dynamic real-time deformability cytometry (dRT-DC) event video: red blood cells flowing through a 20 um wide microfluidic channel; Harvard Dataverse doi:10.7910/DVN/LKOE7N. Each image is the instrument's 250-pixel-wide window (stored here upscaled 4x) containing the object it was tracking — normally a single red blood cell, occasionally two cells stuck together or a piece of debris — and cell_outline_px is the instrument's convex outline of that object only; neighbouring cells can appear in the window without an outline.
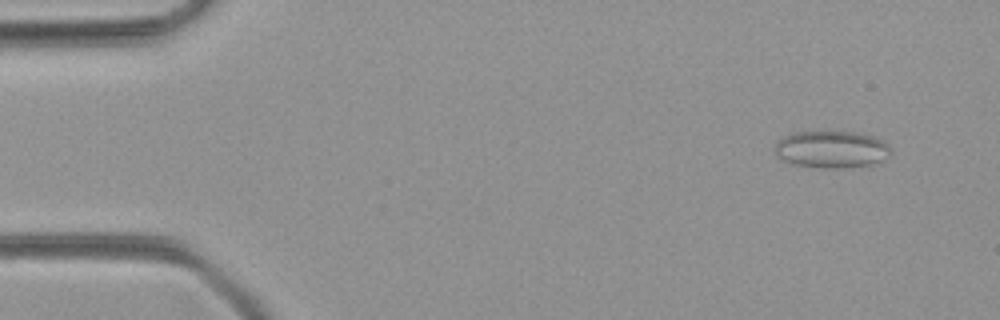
{"species": "common noctule bat (a hibernating species)", "species_latin": "Nyctalus noctula", "temperature_condition": "room temperature", "stored_images_in_passage": 11, "camera_frame_rate_fps": 3000, "um_per_image_px": 0.085, "animal": {"sex": "female", "body_mass_g": 21.9}, "frame": {"image": 1, "passage_image": 4, "time_ms": 1.0, "image_size_px": [1000, 320], "cell_outline_px": [[892, 156], [872, 164], [844, 168], [820, 168], [796, 164], [784, 160], [776, 156], [776, 144], [784, 136], [796, 132], [852, 132], [872, 136], [880, 140], [888, 148]], "centroid_in_image_um": [70.68, 12.71], "position_along_channel_um": 14.3, "area_um2": 24.62}}